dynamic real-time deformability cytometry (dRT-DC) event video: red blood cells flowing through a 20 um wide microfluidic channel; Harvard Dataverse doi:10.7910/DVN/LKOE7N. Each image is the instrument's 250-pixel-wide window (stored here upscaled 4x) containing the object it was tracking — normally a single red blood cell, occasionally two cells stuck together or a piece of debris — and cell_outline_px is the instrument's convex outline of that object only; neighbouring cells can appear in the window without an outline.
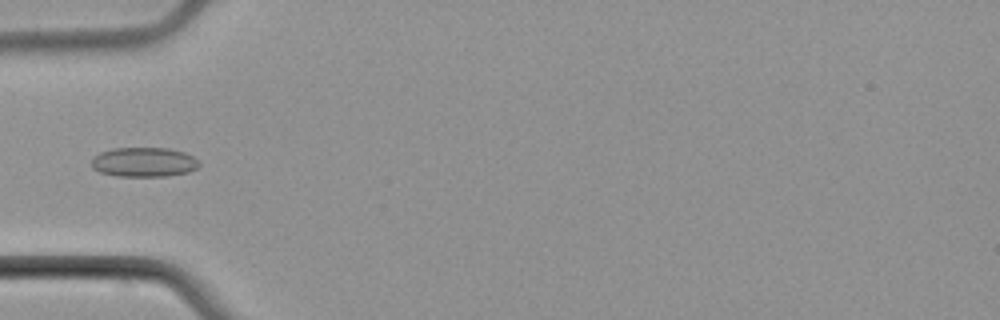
{"species": "common noctule bat (a hibernating species)", "species_latin": "Nyctalus noctula", "temperature_condition": "cold", "stored_images_in_passage": 4, "camera_frame_rate_fps": 3000, "um_per_image_px": 0.085, "animal": {"sex": "male", "body_mass_g": 21.5, "forearm_length_mm": 52.0}, "frame": {"image": 1, "passage_image": 4, "time_ms": 3.667, "image_size_px": [1000, 320], "cell_outline_px": [[200, 164], [196, 168], [188, 172], [168, 176], [116, 176], [100, 172], [92, 168], [92, 156], [100, 152], [112, 148], [168, 148], [184, 152], [192, 156]], "centroid_in_image_um": [12.19, 13.78], "position_along_channel_um": 72.8, "area_um2": 18.55}}